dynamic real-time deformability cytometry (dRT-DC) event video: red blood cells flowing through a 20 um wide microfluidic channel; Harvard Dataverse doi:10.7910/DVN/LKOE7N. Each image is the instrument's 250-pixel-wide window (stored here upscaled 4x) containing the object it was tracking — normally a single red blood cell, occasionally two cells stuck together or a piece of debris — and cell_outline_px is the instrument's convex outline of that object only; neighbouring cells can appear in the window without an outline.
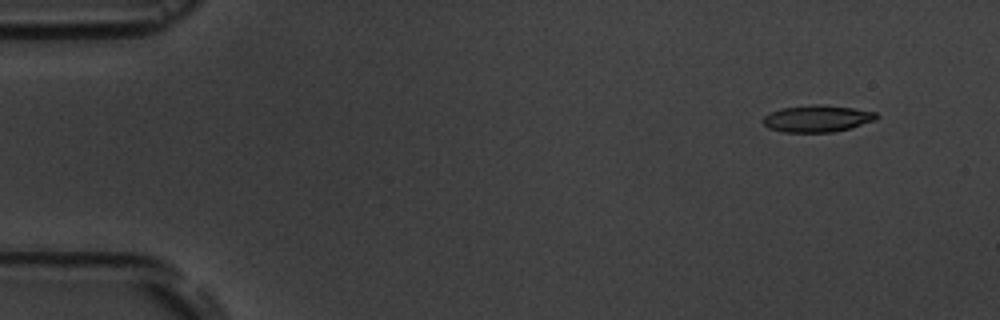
{"species": "common noctule bat (a hibernating species)", "species_latin": "Nyctalus noctula", "temperature_condition": "room temperature", "stored_images_in_passage": 10, "camera_frame_rate_fps": 3000, "um_per_image_px": 0.085, "animal": {"sex": "male", "body_mass_g": 19.5, "forearm_length_mm": 54.6}, "frame": {"image": 1, "passage_image": 2, "time_ms": 1.333, "image_size_px": [1000, 320], "cell_outline_px": [[880, 116], [876, 120], [848, 128], [832, 132], [784, 132], [768, 128], [764, 124], [764, 116], [780, 108], [816, 104], [820, 104], [852, 108], [876, 112]], "centroid_in_image_um": [69.47, 10.07], "position_along_channel_um": 15.5, "area_um2": 17.57}}
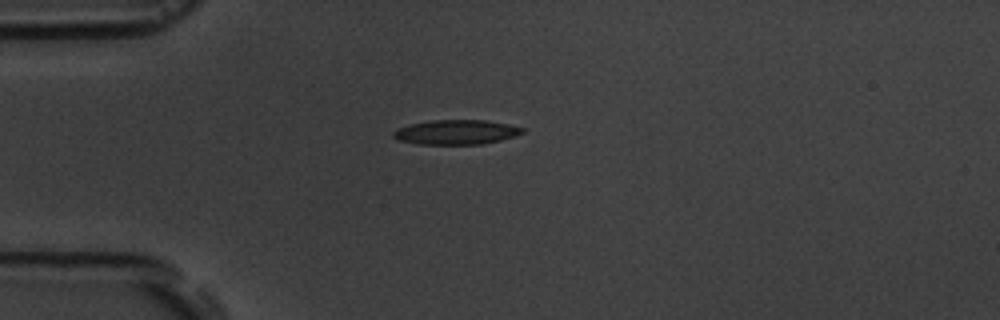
{"frame": {"image": 2, "passage_image": 5, "time_ms": 4.667, "image_size_px": [1000, 320], "cell_outline_px": [[524, 132], [500, 140], [480, 144], [416, 144], [400, 140], [392, 136], [392, 132], [396, 128], [408, 124], [432, 120], [484, 120], [508, 124], [524, 128]], "centroid_in_image_um": [38.71, 11.22], "position_along_channel_um": 46.3, "area_um2": 18.44}}
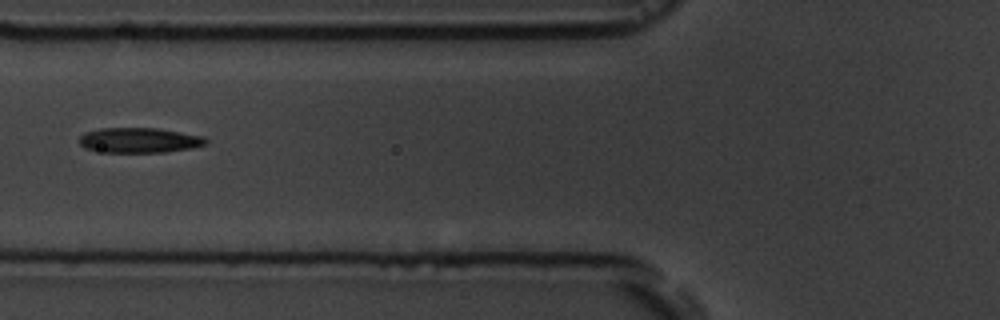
{"frame": {"image": 3, "passage_image": 7, "time_ms": 7.0, "image_size_px": [1000, 320], "cell_outline_px": [[208, 144], [192, 148], [164, 152], [104, 152], [84, 148], [80, 144], [80, 136], [84, 132], [100, 128], [156, 128], [204, 136], [208, 140]], "centroid_in_image_um": [11.85, 11.92], "position_along_channel_um": 113.9, "area_um2": 18.55}}